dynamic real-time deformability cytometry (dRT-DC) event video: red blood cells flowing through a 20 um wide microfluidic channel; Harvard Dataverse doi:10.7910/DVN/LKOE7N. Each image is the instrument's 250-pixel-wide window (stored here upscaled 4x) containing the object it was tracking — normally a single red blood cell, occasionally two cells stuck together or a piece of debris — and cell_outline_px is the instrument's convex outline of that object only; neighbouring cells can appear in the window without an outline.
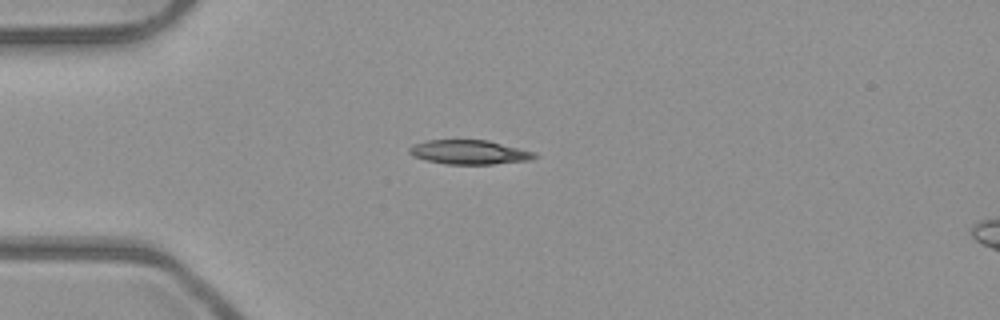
{"species": "common noctule bat (a hibernating species)", "species_latin": "Nyctalus noctula", "temperature_condition": "room temperature", "stored_images_in_passage": 39, "camera_frame_rate_fps": 3000, "um_per_image_px": 0.085, "animal": {"sex": "male", "body_mass_g": 23.1, "forearm_length_mm": 52.7}, "frame": {"image": 1, "passage_image": 1, "time_ms": 0.0, "image_size_px": [1000, 320], "cell_outline_px": [[536, 156], [532, 160], [492, 164], [444, 164], [424, 160], [412, 156], [408, 152], [408, 148], [412, 144], [424, 140], [488, 140], [536, 152]], "centroid_in_image_um": [39.84, 12.93], "position_along_channel_um": 45.2, "area_um2": 17.92}}
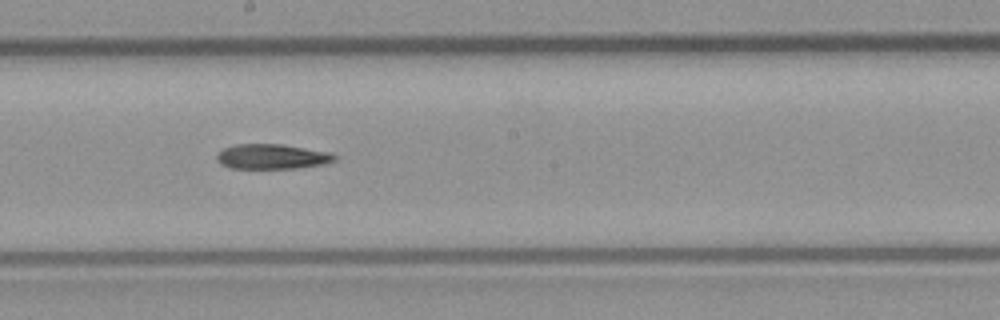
{"frame": {"image": 2, "passage_image": 16, "time_ms": 5.0, "image_size_px": [1000, 320], "cell_outline_px": [[340, 156], [336, 160], [324, 164], [296, 168], [228, 168], [220, 164], [216, 160], [216, 152], [224, 148], [236, 144], [280, 144], [332, 152]], "centroid_in_image_um": [23.13, 13.31], "position_along_channel_um": 225.1, "area_um2": 17.4}}
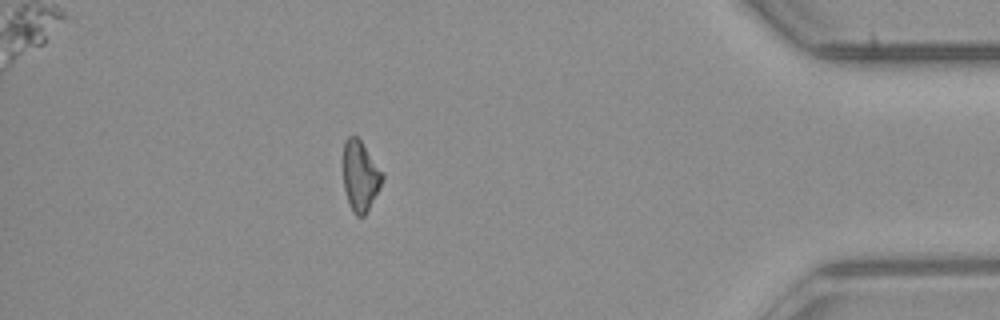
{"frame": {"image": 3, "passage_image": 33, "time_ms": 10.667, "image_size_px": [1000, 320], "cell_outline_px": [[384, 176], [380, 188], [364, 216], [356, 216], [352, 212], [344, 188], [344, 140], [348, 136], [356, 136], [360, 140], [384, 172]], "centroid_in_image_um": [30.64, 14.95], "position_along_channel_um": 404.6, "area_um2": 15.95}}